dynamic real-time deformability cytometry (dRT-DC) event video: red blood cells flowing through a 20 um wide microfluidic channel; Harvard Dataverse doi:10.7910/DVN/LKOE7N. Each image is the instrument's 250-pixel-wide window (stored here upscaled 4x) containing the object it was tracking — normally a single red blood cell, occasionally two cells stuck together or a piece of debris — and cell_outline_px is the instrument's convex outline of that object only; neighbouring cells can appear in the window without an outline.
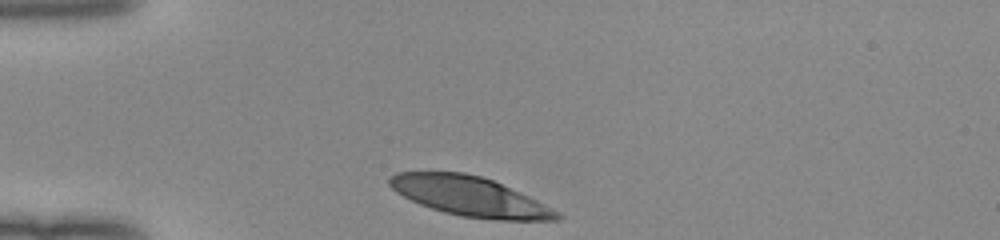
{"species": "human", "species_latin": "Homo sapiens", "temperature_condition": "room temperature", "stored_images_in_passage": 30, "camera_frame_rate_fps": 3000, "um_per_image_px": 0.085, "donor": {"sex": "female"}, "frame": {"image": 1, "passage_image": 1, "time_ms": 0.0, "image_size_px": [1000, 240], "cell_outline_px": [[564, 216], [560, 220], [496, 220], [460, 216], [444, 212], [420, 204], [396, 192], [388, 184], [388, 180], [396, 172], [464, 172], [480, 176], [492, 180], [528, 196], [560, 212]], "centroid_in_image_um": [39.95, 16.7], "position_along_channel_um": 45.0, "area_um2": 38.26}}
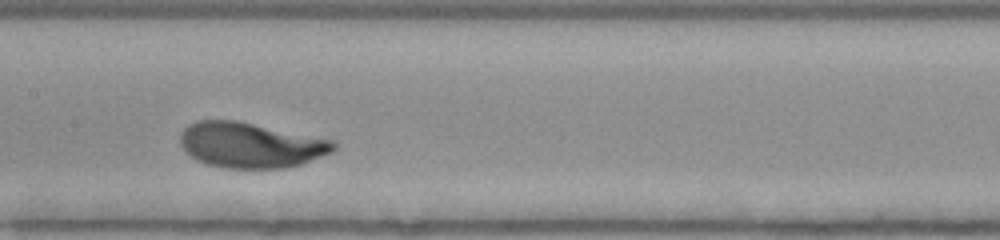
{"frame": {"image": 2, "passage_image": 14, "time_ms": 4.333, "image_size_px": [1000, 240], "cell_outline_px": [[336, 148], [332, 152], [300, 164], [284, 168], [220, 168], [204, 164], [196, 160], [180, 144], [180, 132], [188, 124], [196, 120], [236, 120], [336, 140]], "centroid_in_image_um": [21.29, 12.32], "position_along_channel_um": 186.1, "area_um2": 40.81}}
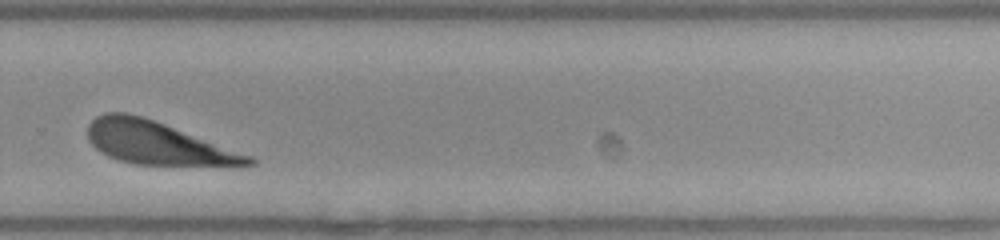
{"frame": {"image": 3, "passage_image": 24, "time_ms": 7.667, "image_size_px": [1000, 240], "cell_outline_px": [[256, 164], [132, 164], [108, 156], [100, 152], [88, 140], [88, 124], [96, 116], [104, 112], [128, 112], [164, 124], [252, 156], [256, 160]], "centroid_in_image_um": [13.27, 12.13], "position_along_channel_um": 316.5, "area_um2": 39.02}, "authors_computed_cell_mechanics": {"area_um2": 40.9224, "velocity_mm_per_s": 3.9147, "shape_relaxation_time_tau1_ms": 2.6515, "shape_relaxation_time_tau2_ms": null, "deformation_change_tau1": 0.1934, "deformation_change_tau2": null}}